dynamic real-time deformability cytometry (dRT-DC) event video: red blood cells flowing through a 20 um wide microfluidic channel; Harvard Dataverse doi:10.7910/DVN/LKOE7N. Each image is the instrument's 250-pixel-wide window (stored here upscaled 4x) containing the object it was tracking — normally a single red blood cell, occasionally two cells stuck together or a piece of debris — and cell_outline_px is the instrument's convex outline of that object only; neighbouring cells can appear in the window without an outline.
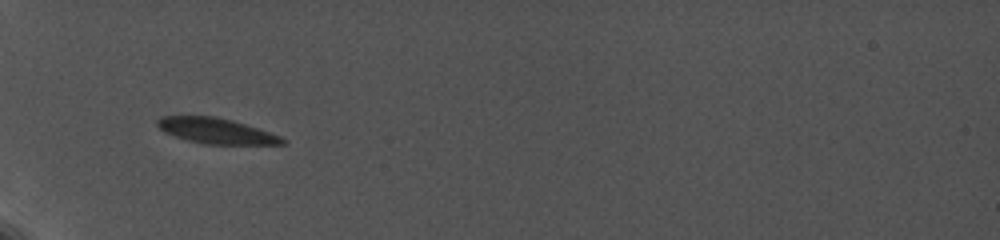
{"species": "common noctule bat (a hibernating species)", "species_latin": "Nyctalus noctula", "temperature_condition": "cold", "stored_images_in_passage": 20, "camera_frame_rate_fps": 5000, "um_per_image_px": 0.085, "animal": {"sex": "female", "body_mass_g": 19.0, "forearm_length_mm": 56.7}, "frame": {"image": 1, "passage_image": 1, "time_ms": 0.0, "image_size_px": [1000, 240], "cell_outline_px": [[288, 140], [284, 144], [204, 144], [188, 140], [164, 132], [156, 124], [156, 120], [160, 116], [216, 116], [232, 120], [280, 136]], "centroid_in_image_um": [18.35, 11.12], "position_along_channel_um": 66.7, "area_um2": 18.38}}
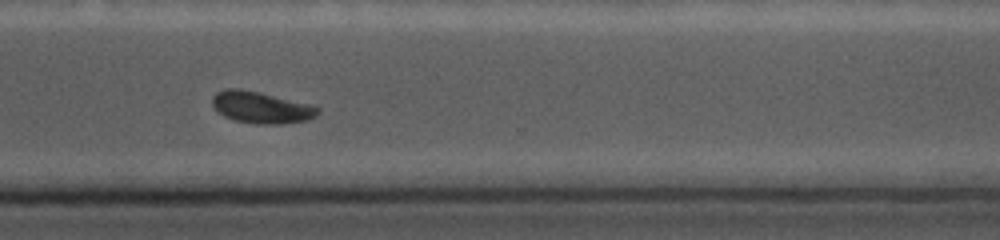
{"frame": {"image": 2, "passage_image": 17, "time_ms": 8.0, "image_size_px": [1000, 240], "cell_outline_px": [[320, 112], [316, 116], [308, 120], [280, 124], [256, 124], [236, 120], [224, 116], [212, 104], [212, 96], [216, 92], [224, 88], [240, 88], [260, 92], [308, 104], [320, 108]], "centroid_in_image_um": [22.19, 9.12], "position_along_channel_um": 348.4, "area_um2": 19.42}}
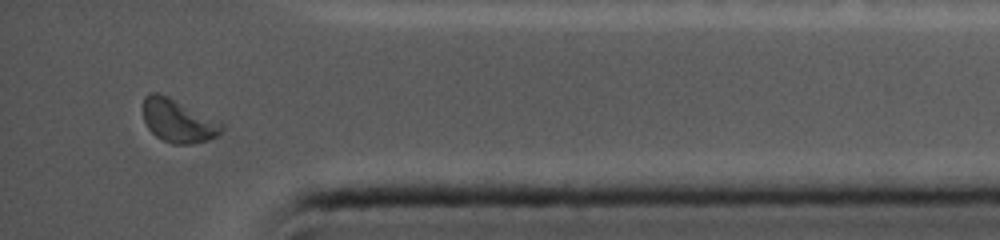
{"frame": {"image": 3, "passage_image": 20, "time_ms": 10.0, "image_size_px": [1000, 240], "cell_outline_px": [[220, 132], [216, 136], [208, 140], [192, 144], [172, 144], [156, 136], [148, 128], [144, 120], [144, 96], [148, 92], [160, 92], [220, 120]], "centroid_in_image_um": [15.12, 10.24], "position_along_channel_um": 420.1, "area_um2": 19.83}}